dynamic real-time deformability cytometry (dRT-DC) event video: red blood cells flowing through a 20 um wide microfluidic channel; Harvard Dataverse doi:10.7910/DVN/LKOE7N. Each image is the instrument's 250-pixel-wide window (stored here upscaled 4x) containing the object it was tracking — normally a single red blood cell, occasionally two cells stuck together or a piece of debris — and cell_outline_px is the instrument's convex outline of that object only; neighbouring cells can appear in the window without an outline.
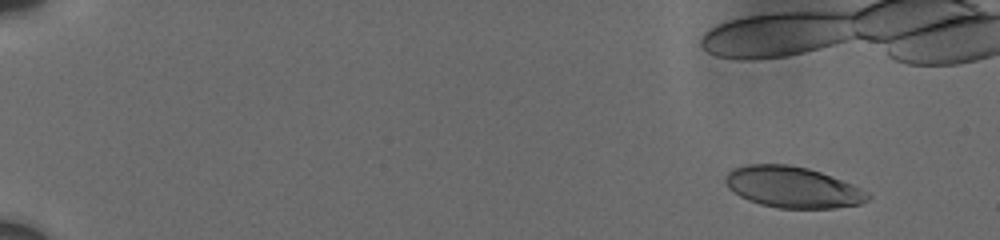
{"species": "human", "species_latin": "Homo sapiens", "temperature_condition": "cold", "stored_images_in_passage": 12, "camera_frame_rate_fps": 3000, "um_per_image_px": 0.085, "donor": {"sex": "male"}, "frame": {"image": 1, "passage_image": 3, "time_ms": 1.667, "image_size_px": [1000, 240], "cell_outline_px": [[872, 196], [868, 200], [860, 204], [832, 208], [780, 208], [760, 204], [748, 200], [740, 196], [728, 188], [724, 180], [724, 176], [732, 168], [744, 164], [788, 164], [808, 168], [820, 172], [852, 184], [868, 192]], "centroid_in_image_um": [67.35, 15.9], "position_along_channel_um": 17.7, "area_um2": 34.22}}
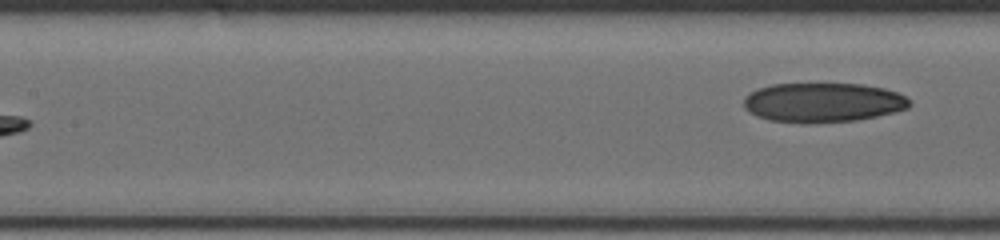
{"frame": {"image": 2, "passage_image": 12, "time_ms": 11.333, "image_size_px": [1000, 240], "cell_outline_px": [[912, 104], [908, 108], [876, 116], [856, 120], [804, 124], [800, 124], [772, 120], [756, 116], [748, 112], [744, 108], [744, 96], [748, 92], [772, 84], [860, 84], [884, 88], [896, 92], [904, 96]], "centroid_in_image_um": [69.9, 8.72], "position_along_channel_um": 137.5, "area_um2": 38.21}}